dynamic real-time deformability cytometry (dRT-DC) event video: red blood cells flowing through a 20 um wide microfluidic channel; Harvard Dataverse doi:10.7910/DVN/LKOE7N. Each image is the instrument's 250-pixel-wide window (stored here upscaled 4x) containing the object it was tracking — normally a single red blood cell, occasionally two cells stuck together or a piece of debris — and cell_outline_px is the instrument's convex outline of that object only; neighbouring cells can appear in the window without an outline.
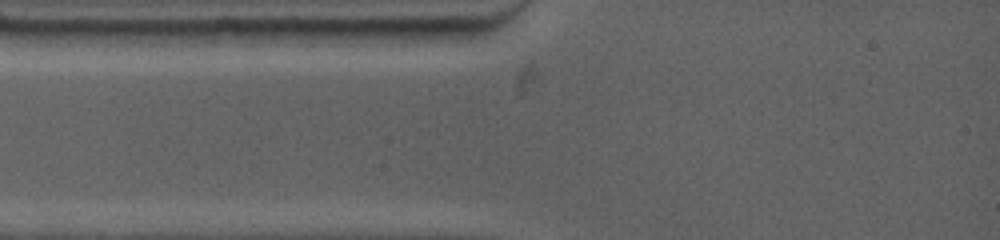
{"species": "common noctule bat (a hibernating species)", "species_latin": "Nyctalus noctula", "temperature_condition": "warm", "stored_images_in_passage": 1, "camera_frame_rate_fps": 4500, "um_per_image_px": 0.085, "animal": {"sex": "female", "body_mass_g": 19.0, "forearm_length_mm": 53.3}, "frame": {"image": 1, "passage_image": 1, "time_ms": 0.0, "image_size_px": [1000, 240], "cell_outline_px": [[188, 32], [180, 48], [104, 48], [88, 32], [88, 28], [148, 28]], "centroid_in_image_um": [11.72, 3.22], "position_along_channel_um": 73.3, "area_um2": 12.48}}